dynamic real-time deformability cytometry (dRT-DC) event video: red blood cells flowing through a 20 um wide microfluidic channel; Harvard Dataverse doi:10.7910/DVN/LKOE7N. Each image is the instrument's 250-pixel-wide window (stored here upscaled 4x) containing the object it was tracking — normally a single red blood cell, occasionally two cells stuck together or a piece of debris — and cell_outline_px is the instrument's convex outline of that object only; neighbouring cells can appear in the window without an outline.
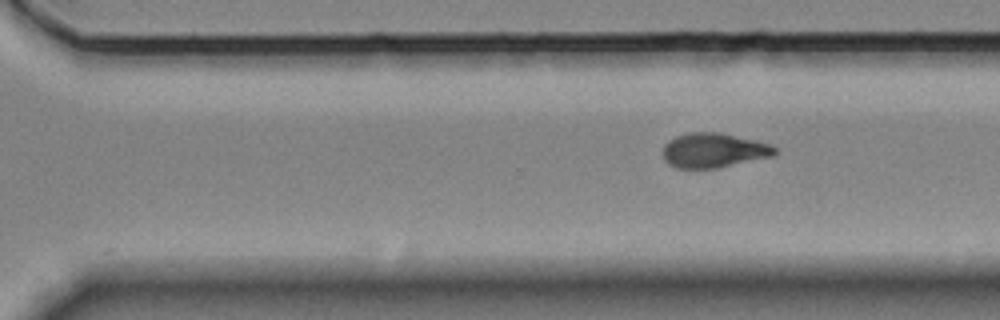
{"species": "Egyptian fruit bat (a non-hibernating species)", "species_latin": "Rousettus aegyptiacus", "temperature_condition": "room temperature", "stored_images_in_passage": 9, "segment_of_instrument_passage": [2, 2], "camera_frame_rate_fps": 3000, "um_per_image_px": 0.085, "animal": {"sex": "female"}, "frame": {"image": 1, "passage_image": 9, "time_ms": 10.0, "image_size_px": [1000, 320], "cell_outline_px": [[776, 152], [772, 156], [716, 168], [676, 168], [668, 164], [664, 160], [660, 152], [664, 144], [668, 140], [676, 136], [688, 132], [720, 132], [756, 140], [768, 144], [776, 148]], "centroid_in_image_um": [60.58, 12.77], "position_along_channel_um": 310.0, "area_um2": 22.72}}